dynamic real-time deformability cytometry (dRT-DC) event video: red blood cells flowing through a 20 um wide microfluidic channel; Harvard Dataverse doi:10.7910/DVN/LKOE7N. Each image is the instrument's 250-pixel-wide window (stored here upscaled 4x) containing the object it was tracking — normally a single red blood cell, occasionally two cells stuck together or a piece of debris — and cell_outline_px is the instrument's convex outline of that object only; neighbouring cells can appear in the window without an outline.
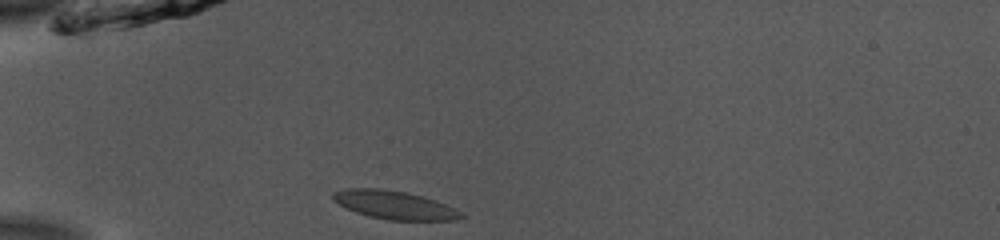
{"species": "common noctule bat (a hibernating species)", "species_latin": "Nyctalus noctula", "temperature_condition": "room temperature", "stored_images_in_passage": 38, "camera_frame_rate_fps": 3000, "um_per_image_px": 0.085, "animal": {"sex": "male", "body_mass_g": 13.0, "forearm_length_mm": 53.1}, "frame": {"image": 1, "passage_image": 1, "time_ms": 0.0, "image_size_px": [1000, 240], "cell_outline_px": [[464, 216], [456, 220], [388, 220], [368, 216], [356, 212], [332, 200], [332, 192], [344, 188], [376, 188], [404, 192], [436, 200], [456, 208], [464, 212]], "centroid_in_image_um": [33.54, 17.42], "position_along_channel_um": 51.5, "area_um2": 21.15}}
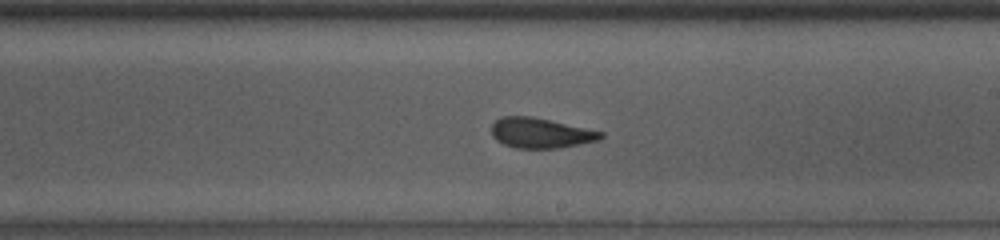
{"frame": {"image": 2, "passage_image": 17, "time_ms": 5.333, "image_size_px": [1000, 240], "cell_outline_px": [[604, 136], [600, 140], [560, 148], [516, 148], [504, 144], [496, 140], [492, 136], [492, 124], [500, 116], [532, 116], [604, 132]], "centroid_in_image_um": [45.95, 11.3], "position_along_channel_um": 243.0, "area_um2": 19.25}}
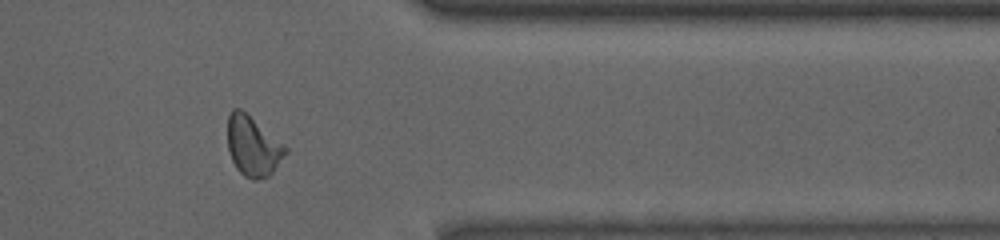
{"frame": {"image": 3, "passage_image": 29, "time_ms": 9.333, "image_size_px": [1000, 240], "cell_outline_px": [[288, 152], [272, 172], [268, 176], [256, 180], [252, 180], [244, 176], [236, 168], [232, 160], [228, 148], [228, 116], [232, 108], [240, 108], [284, 144], [288, 148]], "centroid_in_image_um": [21.5, 12.43], "position_along_channel_um": 389.9, "area_um2": 20.06}, "authors_computed_cell_mechanics": {"area_um2": 19.8254, "velocity_mm_per_s": 3.8814, "shape_relaxation_time_tau1_ms": 3.5661, "shape_relaxation_time_tau2_ms": 1.1431, "deformation_change_tau1": 0.1475, "deformation_change_tau2": 0.0731}}